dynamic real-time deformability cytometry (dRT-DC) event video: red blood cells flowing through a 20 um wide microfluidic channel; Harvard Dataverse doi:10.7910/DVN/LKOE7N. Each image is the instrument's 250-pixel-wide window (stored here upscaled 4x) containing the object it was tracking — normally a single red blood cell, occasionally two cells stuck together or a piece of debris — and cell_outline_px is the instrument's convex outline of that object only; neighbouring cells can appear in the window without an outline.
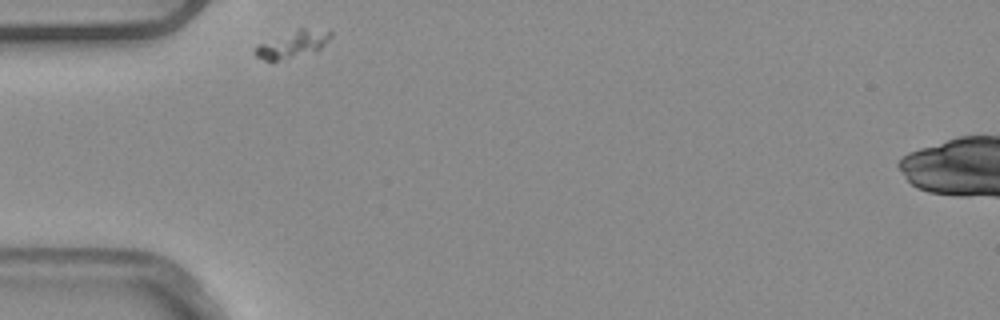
{"species": "common noctule bat (a hibernating species)", "species_latin": "Nyctalus noctula", "temperature_condition": "warm", "stored_images_in_passage": 2, "camera_frame_rate_fps": 3000, "um_per_image_px": 0.085, "animal": {"sex": "male", "body_mass_g": 20.4}, "frame": {"image": 1, "passage_image": 1, "time_ms": 0.0, "image_size_px": [1000, 320], "cell_outline_px": [[332, 36], [320, 48], [284, 60], [264, 60], [256, 56], [252, 52], [260, 44], [300, 28], [304, 28], [332, 32]], "centroid_in_image_um": [24.85, 3.77], "position_along_channel_um": 60.1, "area_um2": 11.21}}